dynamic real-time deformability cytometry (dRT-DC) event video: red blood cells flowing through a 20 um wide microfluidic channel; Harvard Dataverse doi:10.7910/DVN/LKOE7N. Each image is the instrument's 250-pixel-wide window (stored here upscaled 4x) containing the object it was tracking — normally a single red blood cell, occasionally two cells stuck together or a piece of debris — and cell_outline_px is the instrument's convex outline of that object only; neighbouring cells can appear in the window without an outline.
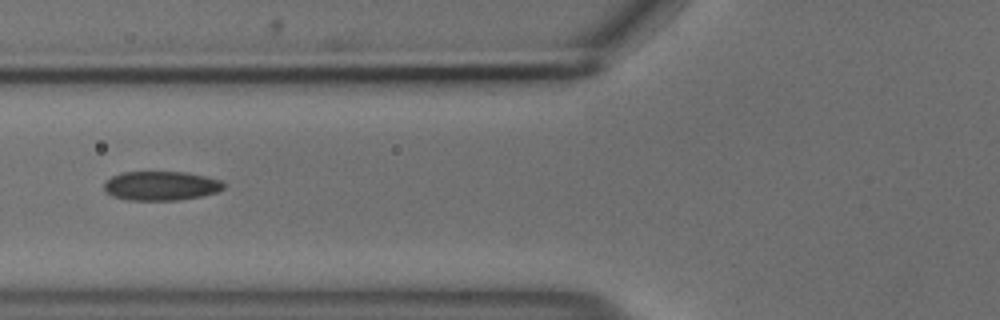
{"species": "common noctule bat (a hibernating species)", "species_latin": "Nyctalus noctula", "temperature_condition": "cold", "stored_images_in_passage": 19, "camera_frame_rate_fps": 3000, "um_per_image_px": 0.085, "animal": {"sex": "male", "body_mass_g": 18.8}, "frame": {"image": 1, "passage_image": 9, "time_ms": 2.667, "image_size_px": [1000, 320], "cell_outline_px": [[224, 188], [220, 192], [200, 196], [176, 200], [128, 200], [112, 196], [104, 192], [104, 184], [112, 176], [120, 172], [188, 172], [220, 180], [224, 184]], "centroid_in_image_um": [13.67, 15.79], "position_along_channel_um": 112.1, "area_um2": 20.4}}